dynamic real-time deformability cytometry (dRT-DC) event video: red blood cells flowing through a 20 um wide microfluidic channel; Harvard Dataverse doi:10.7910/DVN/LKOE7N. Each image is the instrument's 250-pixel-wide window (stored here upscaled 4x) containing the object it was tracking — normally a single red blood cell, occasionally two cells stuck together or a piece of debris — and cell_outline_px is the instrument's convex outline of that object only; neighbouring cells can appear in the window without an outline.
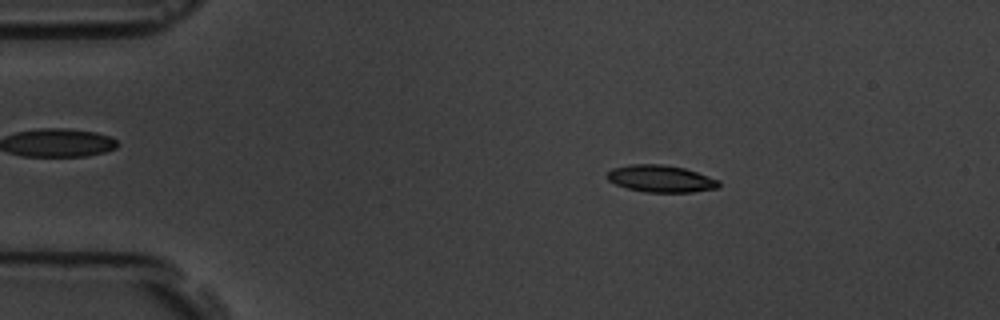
{"species": "common noctule bat (a hibernating species)", "species_latin": "Nyctalus noctula", "temperature_condition": "room temperature", "stored_images_in_passage": 55, "camera_frame_rate_fps": 3000, "um_per_image_px": 0.085, "animal": {"sex": "male", "body_mass_g": 19.5, "forearm_length_mm": 54.6}, "frame": {"image": 1, "passage_image": 9, "time_ms": 2.667, "image_size_px": [1000, 320], "cell_outline_px": [[720, 184], [716, 188], [692, 192], [644, 192], [628, 188], [616, 184], [608, 180], [604, 176], [612, 168], [628, 164], [660, 164], [684, 168], [720, 180]], "centroid_in_image_um": [56.13, 15.18], "position_along_channel_um": 28.9, "area_um2": 17.57}}
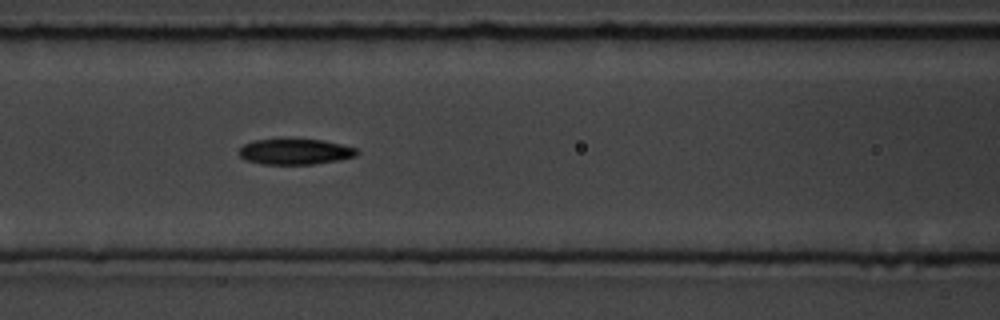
{"frame": {"image": 2, "passage_image": 23, "time_ms": 7.333, "image_size_px": [1000, 320], "cell_outline_px": [[360, 152], [356, 156], [340, 160], [312, 164], [264, 164], [248, 160], [240, 156], [240, 148], [244, 144], [252, 140], [324, 140], [356, 148]], "centroid_in_image_um": [25.13, 12.9], "position_along_channel_um": 141.5, "area_um2": 17.34}}
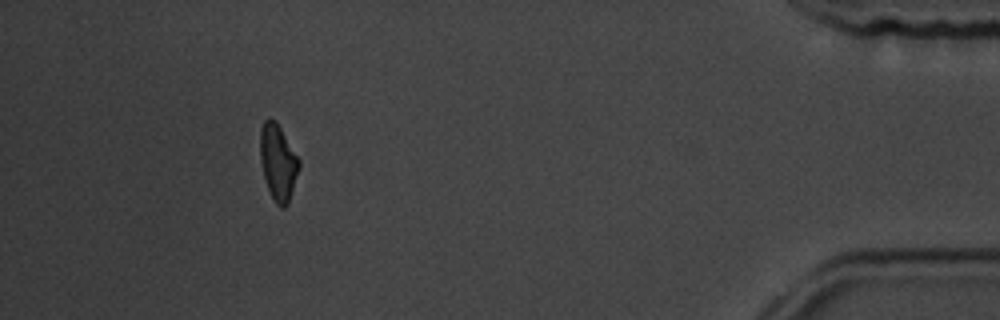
{"frame": {"image": 3, "passage_image": 50, "time_ms": 16.333, "image_size_px": [1000, 320], "cell_outline_px": [[300, 168], [288, 204], [284, 208], [280, 208], [276, 204], [268, 188], [264, 176], [260, 160], [260, 128], [264, 120], [268, 116], [276, 120], [300, 160]], "centroid_in_image_um": [23.64, 13.76], "position_along_channel_um": 411.6, "area_um2": 17.4}, "authors_computed_cell_mechanics": {"area_um2": 17.34, "velocity_mm_per_s": 3.6737, "shape_relaxation_time_tau1_ms": 4.1949, "shape_relaxation_time_tau2_ms": 7.5178, "deformation_change_tau1": 0.1367, "deformation_change_tau2": 0.1664}}